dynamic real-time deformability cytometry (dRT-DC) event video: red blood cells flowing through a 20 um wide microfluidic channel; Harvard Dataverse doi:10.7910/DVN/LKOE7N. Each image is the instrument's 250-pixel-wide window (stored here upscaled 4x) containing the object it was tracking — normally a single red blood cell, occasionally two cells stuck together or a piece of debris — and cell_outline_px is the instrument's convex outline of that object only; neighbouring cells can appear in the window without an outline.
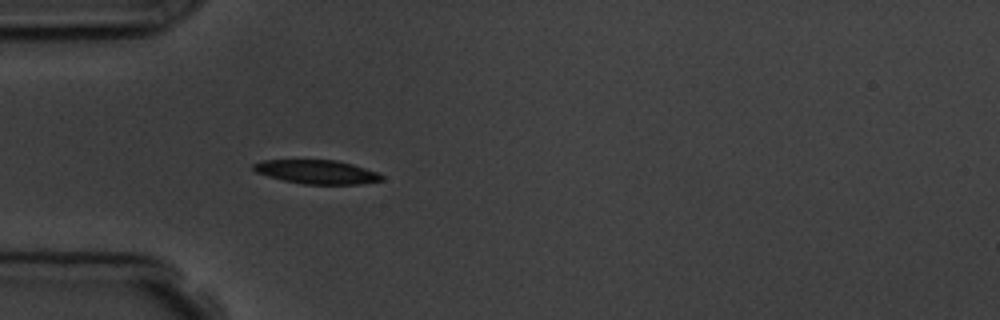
{"species": "common noctule bat (a hibernating species)", "species_latin": "Nyctalus noctula", "temperature_condition": "room temperature", "stored_images_in_passage": 4, "camera_frame_rate_fps": 3000, "um_per_image_px": 0.085, "animal": {"sex": "male", "body_mass_g": 19.5, "forearm_length_mm": 54.6}, "frame": {"image": 1, "passage_image": 4, "time_ms": 3.333, "image_size_px": [1000, 320], "cell_outline_px": [[384, 180], [360, 184], [304, 184], [284, 180], [268, 176], [256, 172], [252, 168], [252, 164], [264, 160], [336, 160], [352, 164], [376, 172], [384, 176]], "centroid_in_image_um": [26.93, 14.61], "position_along_channel_um": 58.1, "area_um2": 17.69}}